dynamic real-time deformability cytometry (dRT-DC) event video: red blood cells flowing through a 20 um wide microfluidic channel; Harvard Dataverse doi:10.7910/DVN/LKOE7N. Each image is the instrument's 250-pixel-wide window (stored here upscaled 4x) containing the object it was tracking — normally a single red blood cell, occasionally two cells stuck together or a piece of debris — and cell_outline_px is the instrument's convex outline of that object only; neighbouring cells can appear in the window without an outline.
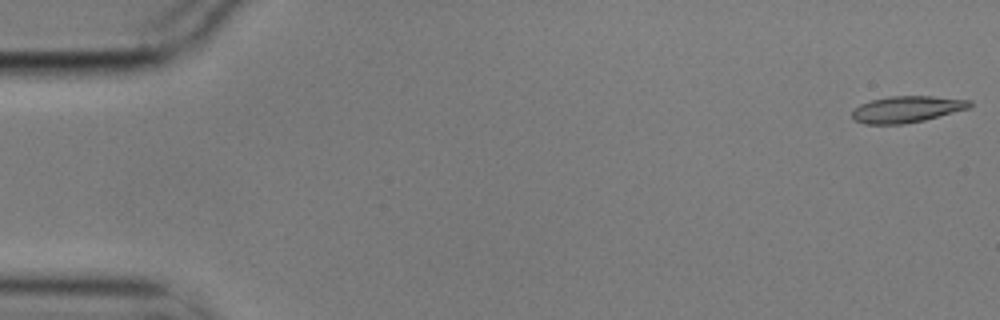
{"species": "common noctule bat (a hibernating species)", "species_latin": "Nyctalus noctula", "temperature_condition": "cold", "stored_images_in_passage": 5, "camera_frame_rate_fps": 3000, "um_per_image_px": 0.085, "animal": {"sex": "male", "body_mass_g": 17.9}, "frame": {"image": 1, "passage_image": 1, "time_ms": 0.0, "image_size_px": [1000, 320], "cell_outline_px": [[972, 104], [968, 108], [924, 120], [904, 124], [864, 124], [852, 120], [852, 112], [860, 104], [872, 100], [888, 96], [932, 96], [972, 100]], "centroid_in_image_um": [77.05, 9.29], "position_along_channel_um": 7.9, "area_um2": 18.09}}